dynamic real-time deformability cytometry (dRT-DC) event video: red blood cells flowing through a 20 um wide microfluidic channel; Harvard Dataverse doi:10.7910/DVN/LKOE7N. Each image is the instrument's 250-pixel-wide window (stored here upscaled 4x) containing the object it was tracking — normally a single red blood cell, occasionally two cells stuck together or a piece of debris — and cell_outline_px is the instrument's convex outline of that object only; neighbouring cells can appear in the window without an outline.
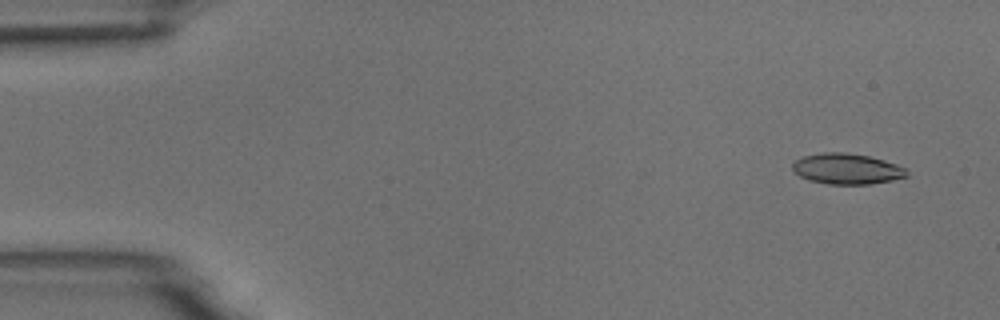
{"species": "common noctule bat (a hibernating species)", "species_latin": "Nyctalus noctula", "temperature_condition": "room temperature", "stored_images_in_passage": 5, "camera_frame_rate_fps": 3000, "um_per_image_px": 0.085, "animal": {"sex": "male", "body_mass_g": 18.8}, "frame": {"image": 1, "passage_image": 1, "time_ms": 0.0, "image_size_px": [1000, 320], "cell_outline_px": [[908, 176], [892, 180], [868, 184], [828, 184], [808, 180], [800, 176], [792, 168], [792, 164], [796, 160], [804, 156], [824, 152], [844, 152], [868, 156], [884, 160], [896, 164], [904, 168], [908, 172]], "centroid_in_image_um": [71.98, 14.35], "position_along_channel_um": 13.0, "area_um2": 20.29}}
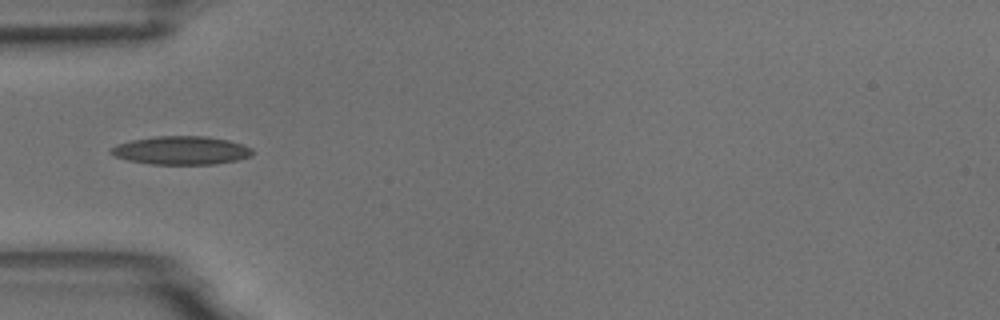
{"frame": {"image": 2, "passage_image": 5, "time_ms": 4.667, "image_size_px": [1000, 320], "cell_outline_px": [[252, 156], [236, 160], [212, 164], [152, 164], [128, 160], [116, 156], [108, 152], [116, 144], [132, 140], [156, 136], [208, 136], [228, 140], [252, 148]], "centroid_in_image_um": [15.4, 12.78], "position_along_channel_um": 69.6, "area_um2": 23.24}}